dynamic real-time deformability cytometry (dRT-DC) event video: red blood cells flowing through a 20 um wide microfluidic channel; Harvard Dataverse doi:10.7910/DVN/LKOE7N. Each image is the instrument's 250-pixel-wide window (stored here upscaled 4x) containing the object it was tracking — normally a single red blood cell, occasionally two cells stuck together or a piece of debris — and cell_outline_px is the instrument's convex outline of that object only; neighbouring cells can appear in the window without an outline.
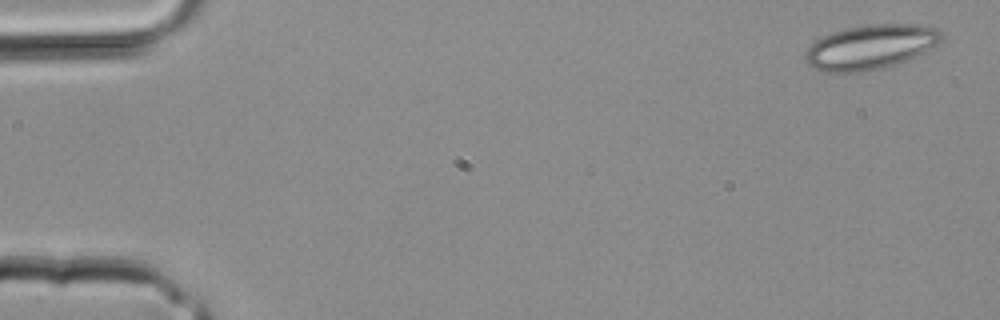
{"species": "common noctule bat (a hibernating species)", "species_latin": "Nyctalus noctula", "temperature_condition": "room temperature", "stored_images_in_passage": 4, "camera_frame_rate_fps": 3000, "um_per_image_px": 0.085, "animal": {"sex": "male", "body_mass_g": 20.4}, "frame": {"image": 1, "passage_image": 1, "time_ms": 0.0, "image_size_px": [1000, 320], "cell_outline_px": [[940, 40], [936, 44], [904, 60], [868, 72], [824, 72], [808, 64], [804, 60], [804, 56], [808, 48], [816, 40], [832, 32], [848, 28], [868, 24], [920, 24], [936, 28], [940, 32]], "centroid_in_image_um": [73.92, 3.99], "position_along_channel_um": 11.1, "area_um2": 34.62}}